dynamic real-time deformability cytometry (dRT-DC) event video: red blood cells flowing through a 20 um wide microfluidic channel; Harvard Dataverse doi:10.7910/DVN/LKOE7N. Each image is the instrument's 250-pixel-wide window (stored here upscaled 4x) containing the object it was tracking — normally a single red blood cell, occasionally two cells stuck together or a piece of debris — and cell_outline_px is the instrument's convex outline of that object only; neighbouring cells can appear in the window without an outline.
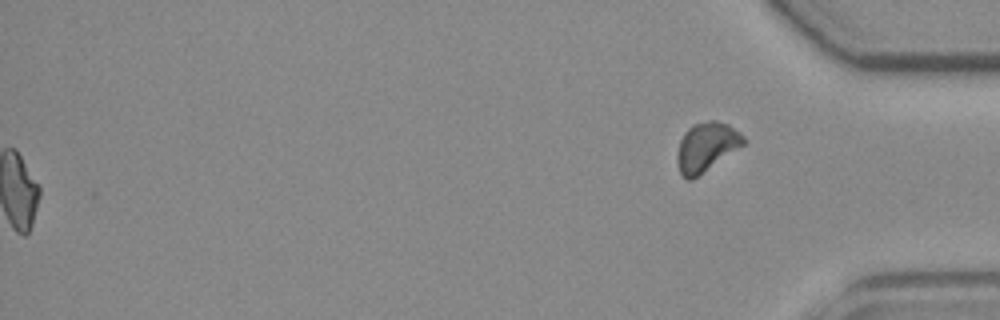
{"species": "common noctule bat (a hibernating species)", "species_latin": "Nyctalus noctula", "temperature_condition": "room temperature", "stored_images_in_passage": 55, "segment_of_instrument_passage": [2, 2], "camera_frame_rate_fps": 3000, "um_per_image_px": 0.085, "animal": {"sex": "female", "body_mass_g": 19.3, "forearm_length_mm": 54.1}, "frame": {"image": 1, "passage_image": 55, "time_ms": 18.0, "image_size_px": [1000, 320], "cell_outline_px": [[748, 140], [744, 144], [692, 180], [688, 180], [680, 172], [676, 160], [676, 156], [680, 140], [684, 132], [692, 124], [708, 120], [716, 120], [728, 124], [740, 132]], "centroid_in_image_um": [60.04, 12.46], "position_along_channel_um": 375.2, "area_um2": 18.96}}